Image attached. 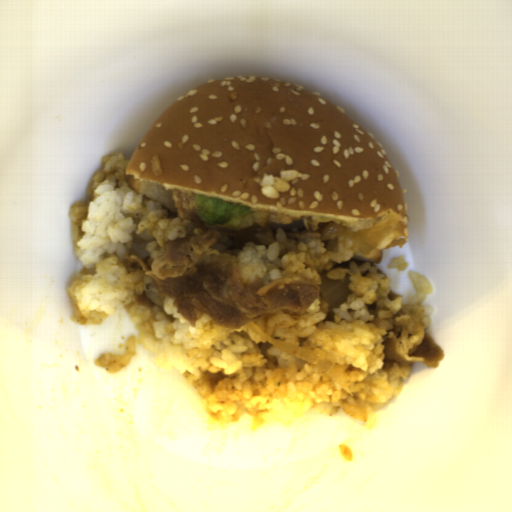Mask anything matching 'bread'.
I'll list each match as a JSON object with an SVG mask.
<instances>
[{
	"instance_id": "bread-1",
	"label": "bread",
	"mask_w": 512,
	"mask_h": 512,
	"mask_svg": "<svg viewBox=\"0 0 512 512\" xmlns=\"http://www.w3.org/2000/svg\"><path fill=\"white\" fill-rule=\"evenodd\" d=\"M284 169L299 172L289 190L276 200L262 195V176ZM124 176L177 217L173 190L336 219L351 242L392 211L400 219L383 249L409 240L400 180L384 151L347 115L289 82L230 77L187 92L148 128Z\"/></svg>"
},
{
	"instance_id": "bread-2",
	"label": "bread",
	"mask_w": 512,
	"mask_h": 512,
	"mask_svg": "<svg viewBox=\"0 0 512 512\" xmlns=\"http://www.w3.org/2000/svg\"><path fill=\"white\" fill-rule=\"evenodd\" d=\"M383 258L382 249H373L370 253H362L357 249L354 254L353 260L357 266L369 264L370 267H375L381 264Z\"/></svg>"
}]
</instances>
